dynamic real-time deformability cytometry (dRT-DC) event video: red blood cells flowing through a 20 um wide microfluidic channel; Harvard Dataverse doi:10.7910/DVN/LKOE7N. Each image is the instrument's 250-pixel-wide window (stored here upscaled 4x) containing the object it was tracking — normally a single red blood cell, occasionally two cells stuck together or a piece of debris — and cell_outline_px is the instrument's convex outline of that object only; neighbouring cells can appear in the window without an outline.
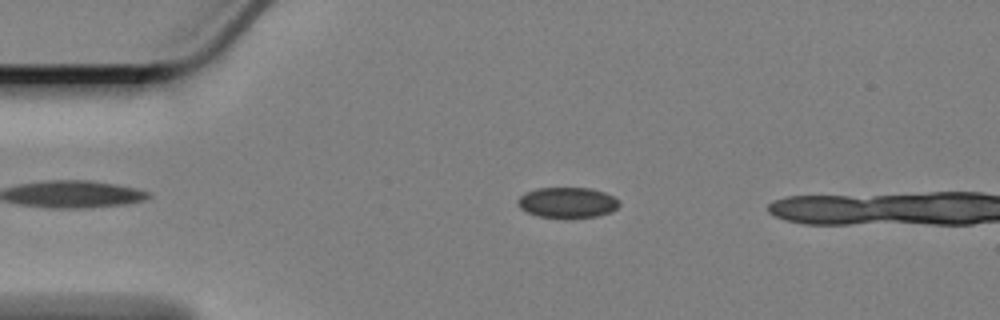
{"species": "Egyptian fruit bat (a non-hibernating species)", "species_latin": "Rousettus aegyptiacus", "temperature_condition": "cold", "stored_images_in_passage": 14, "camera_frame_rate_fps": 3000, "um_per_image_px": 0.085, "animal": {"sex": "female"}, "frame": {"image": 1, "passage_image": 10, "time_ms": 3.0, "image_size_px": [1000, 320], "cell_outline_px": [[620, 204], [612, 212], [596, 216], [536, 216], [520, 208], [516, 204], [516, 200], [524, 192], [536, 188], [592, 188], [604, 192], [612, 196]], "centroid_in_image_um": [48.18, 17.18], "position_along_channel_um": 36.8, "area_um2": 17.74}}